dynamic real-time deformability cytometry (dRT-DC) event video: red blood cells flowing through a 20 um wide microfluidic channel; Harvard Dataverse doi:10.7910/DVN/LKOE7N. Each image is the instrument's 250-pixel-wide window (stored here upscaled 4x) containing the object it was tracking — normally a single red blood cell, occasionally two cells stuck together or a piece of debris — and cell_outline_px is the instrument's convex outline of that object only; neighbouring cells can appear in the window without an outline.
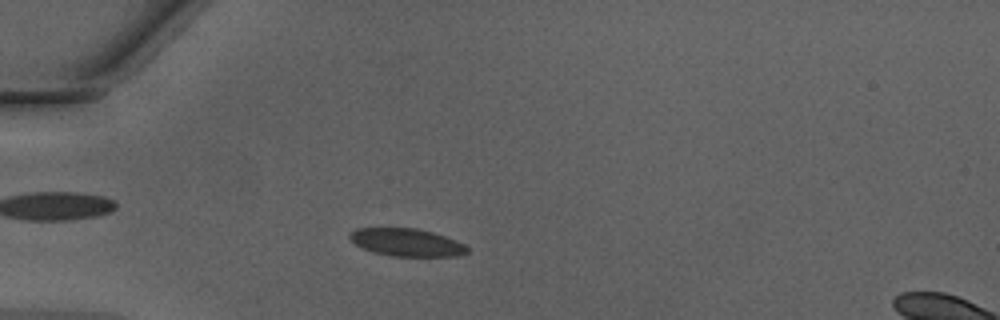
{"species": "Egyptian fruit bat (a non-hibernating species)", "species_latin": "Rousettus aegyptiacus", "temperature_condition": "warm", "stored_images_in_passage": 37, "camera_frame_rate_fps": 3000, "um_per_image_px": 0.085, "animal": {"sex": "male"}, "frame": {"image": 1, "passage_image": 3, "time_ms": 0.667, "image_size_px": [1000, 320], "cell_outline_px": [[468, 252], [456, 256], [392, 256], [372, 252], [356, 244], [348, 236], [356, 228], [416, 228], [432, 232], [456, 240], [464, 244], [468, 248]], "centroid_in_image_um": [34.57, 20.6], "position_along_channel_um": 50.4, "area_um2": 18.79}}
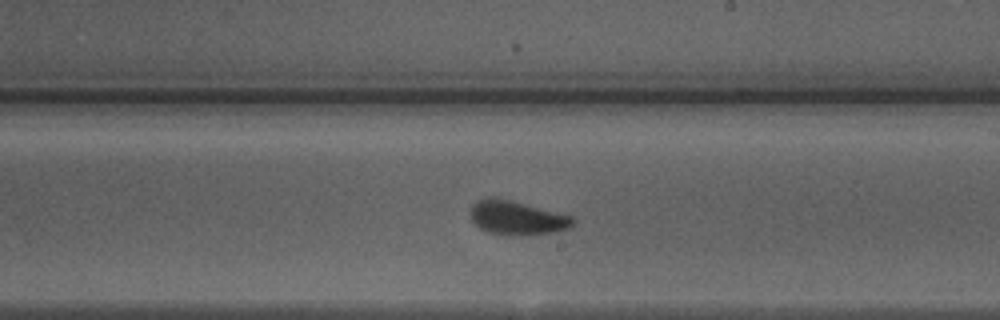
{"frame": {"image": 2, "passage_image": 18, "time_ms": 5.667, "image_size_px": [1000, 320], "cell_outline_px": [[576, 220], [568, 228], [552, 232], [524, 236], [512, 236], [488, 232], [480, 228], [472, 220], [468, 212], [472, 204], [476, 200], [492, 196], [496, 196], [572, 216]], "centroid_in_image_um": [43.88, 18.5], "position_along_channel_um": 245.1, "area_um2": 20.58}}
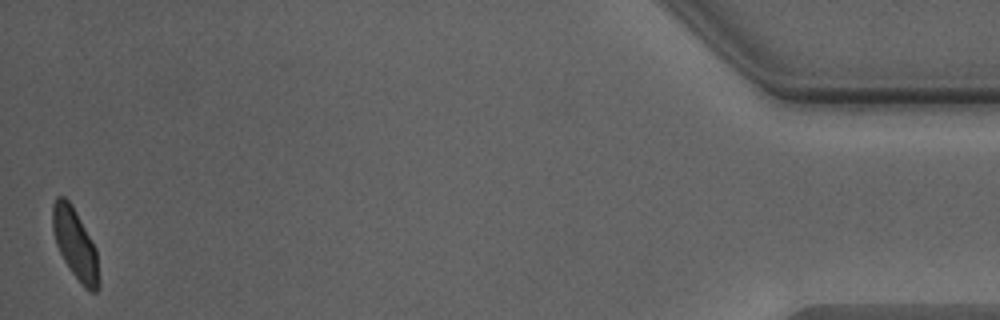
{"frame": {"image": 3, "passage_image": 37, "time_ms": 12.0, "image_size_px": [1000, 320], "cell_outline_px": [[100, 284], [96, 292], [92, 292], [84, 288], [72, 272], [64, 260], [56, 244], [52, 228], [52, 204], [56, 196], [64, 196], [72, 204], [96, 248], [100, 280]], "centroid_in_image_um": [6.39, 20.73], "position_along_channel_um": 428.8, "area_um2": 19.07}, "authors_computed_cell_mechanics": {"area_um2": 19.652, "velocity_mm_per_s": 4.2695, "shape_relaxation_time_tau1_ms": 2.4993, "shape_relaxation_time_tau2_ms": null, "deformation_change_tau1": 0.099, "deformation_change_tau2": null}}